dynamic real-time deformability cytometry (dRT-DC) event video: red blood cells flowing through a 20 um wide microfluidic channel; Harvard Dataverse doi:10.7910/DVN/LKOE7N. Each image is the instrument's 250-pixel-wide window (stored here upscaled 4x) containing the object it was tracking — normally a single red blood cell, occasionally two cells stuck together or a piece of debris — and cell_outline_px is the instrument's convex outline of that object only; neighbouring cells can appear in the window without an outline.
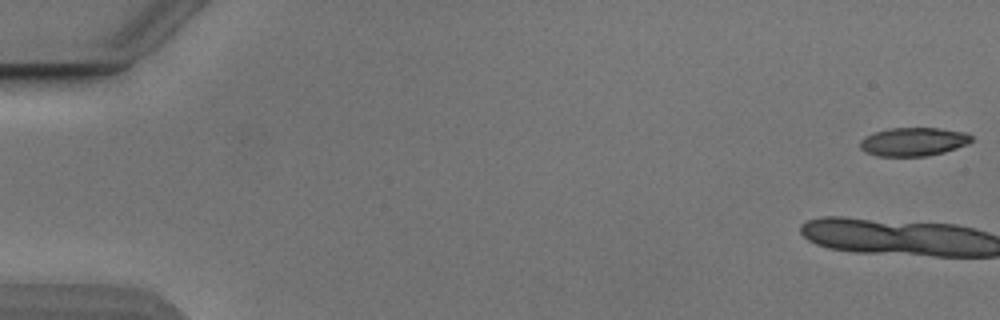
{"species": "Egyptian fruit bat (a non-hibernating species)", "species_latin": "Rousettus aegyptiacus", "temperature_condition": "cold", "stored_images_in_passage": 13, "camera_frame_rate_fps": 3000, "um_per_image_px": 0.085, "animal": {"sex": "male"}, "frame": {"image": 1, "passage_image": 1, "time_ms": 0.0, "image_size_px": [1000, 320], "cell_outline_px": [[972, 140], [968, 144], [944, 152], [928, 156], [876, 156], [860, 148], [860, 140], [864, 136], [888, 128], [940, 128], [964, 132], [972, 136]], "centroid_in_image_um": [77.64, 12.04], "position_along_channel_um": 7.4, "area_um2": 18.5}}